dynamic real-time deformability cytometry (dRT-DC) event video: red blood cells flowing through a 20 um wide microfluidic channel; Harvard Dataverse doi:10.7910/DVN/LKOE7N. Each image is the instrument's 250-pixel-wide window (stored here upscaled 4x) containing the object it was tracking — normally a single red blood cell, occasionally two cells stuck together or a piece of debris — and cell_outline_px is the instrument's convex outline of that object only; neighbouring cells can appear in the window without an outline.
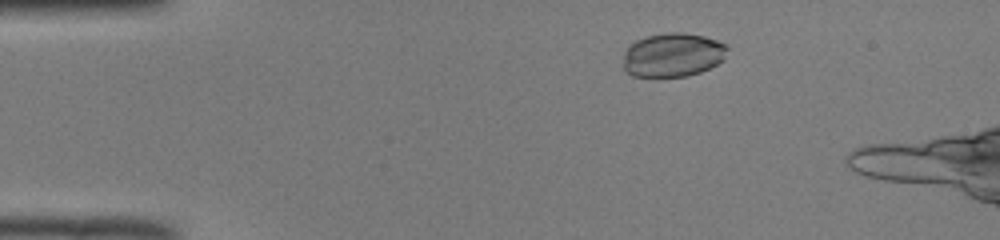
{"species": "common noctule bat (a hibernating species)", "species_latin": "Nyctalus noctula", "temperature_condition": "room temperature", "stored_images_in_passage": 45, "camera_frame_rate_fps": 3000, "um_per_image_px": 0.085, "animal": {"sex": "male", "body_mass_g": 19.0, "forearm_length_mm": 50.8}, "frame": {"image": 1, "passage_image": 7, "time_ms": 2.0, "image_size_px": [1000, 240], "cell_outline_px": [[728, 48], [724, 60], [700, 72], [688, 76], [632, 76], [624, 68], [624, 52], [636, 40], [648, 36], [668, 32], [684, 32], [704, 36], [728, 44]], "centroid_in_image_um": [57.22, 4.66], "position_along_channel_um": 27.8, "area_um2": 26.59}}
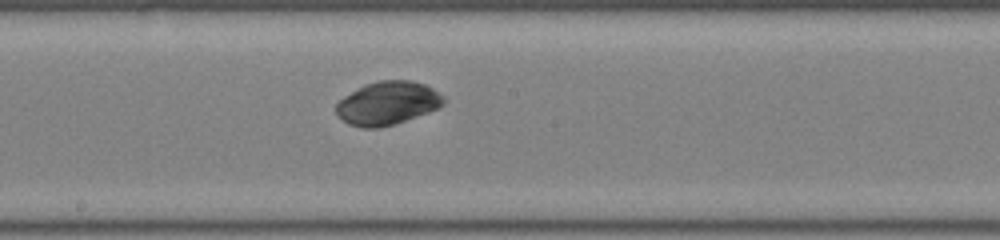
{"frame": {"image": 2, "passage_image": 26, "time_ms": 8.333, "image_size_px": [1000, 240], "cell_outline_px": [[444, 104], [428, 112], [392, 124], [376, 128], [360, 128], [348, 124], [336, 116], [336, 104], [344, 96], [356, 88], [364, 84], [380, 80], [412, 80], [424, 84], [432, 88], [444, 96]], "centroid_in_image_um": [32.9, 8.76], "position_along_channel_um": 215.3, "area_um2": 27.11}}
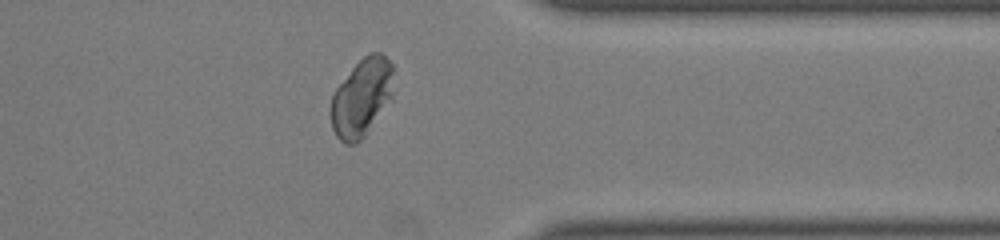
{"frame": {"image": 3, "passage_image": 39, "time_ms": 12.667, "image_size_px": [1000, 240], "cell_outline_px": [[392, 100], [368, 132], [356, 144], [344, 144], [336, 136], [332, 128], [328, 112], [332, 96], [336, 88], [352, 68], [368, 52], [380, 52], [392, 64]], "centroid_in_image_um": [30.72, 8.33], "position_along_channel_um": 380.7, "area_um2": 28.78}}